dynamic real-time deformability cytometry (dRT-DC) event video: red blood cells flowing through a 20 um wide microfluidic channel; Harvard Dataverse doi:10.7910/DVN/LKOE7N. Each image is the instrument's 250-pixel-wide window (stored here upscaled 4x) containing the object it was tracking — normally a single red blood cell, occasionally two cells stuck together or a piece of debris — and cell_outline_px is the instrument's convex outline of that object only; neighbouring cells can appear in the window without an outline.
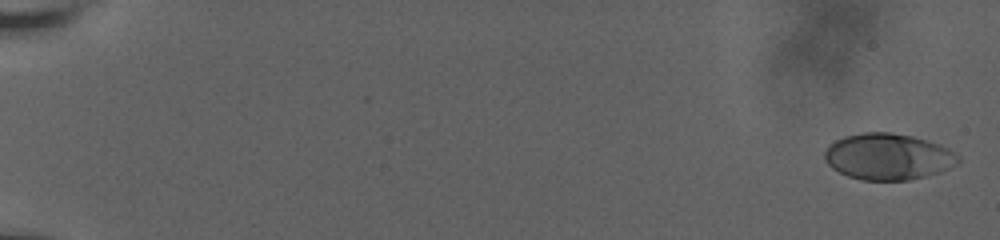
{"species": "human", "species_latin": "Homo sapiens", "temperature_condition": "room temperature", "stored_images_in_passage": 11, "camera_frame_rate_fps": 3000, "um_per_image_px": 0.085, "donor": {"sex": "male"}, "frame": {"image": 1, "passage_image": 1, "time_ms": 0.0, "image_size_px": [1000, 240], "cell_outline_px": [[960, 160], [956, 164], [940, 172], [908, 180], [860, 180], [848, 176], [832, 168], [824, 160], [824, 152], [836, 140], [844, 136], [864, 132], [892, 132], [912, 136], [940, 144], [948, 148], [960, 156]], "centroid_in_image_um": [75.49, 13.31], "position_along_channel_um": 9.5, "area_um2": 36.01}}
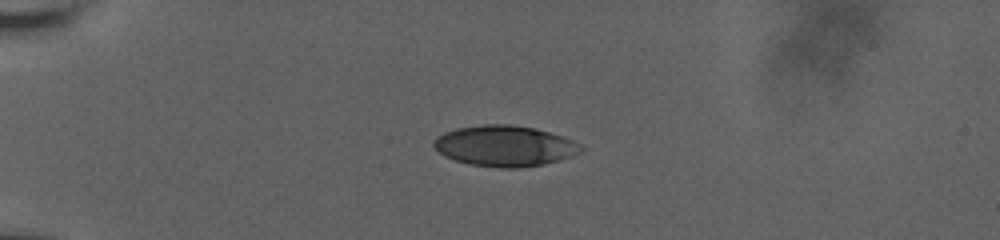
{"frame": {"image": 2, "passage_image": 8, "time_ms": 5.333, "image_size_px": [1000, 240], "cell_outline_px": [[584, 148], [580, 152], [544, 164], [520, 168], [500, 168], [468, 164], [444, 156], [432, 144], [432, 140], [436, 136], [444, 132], [456, 128], [484, 124], [512, 124], [536, 128], [572, 140], [580, 144]], "centroid_in_image_um": [42.85, 12.4], "position_along_channel_um": 42.2, "area_um2": 34.91}}
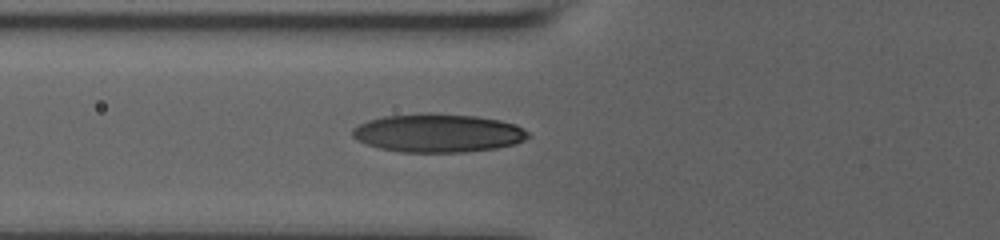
{"frame": {"image": 3, "passage_image": 11, "time_ms": 8.0, "image_size_px": [1000, 240], "cell_outline_px": [[532, 136], [516, 144], [496, 148], [464, 152], [400, 152], [380, 148], [356, 140], [352, 136], [352, 128], [368, 120], [384, 116], [420, 112], [432, 112], [476, 116], [500, 120], [516, 124], [524, 128]], "centroid_in_image_um": [37.25, 11.29], "position_along_channel_um": 88.6, "area_um2": 39.82}}